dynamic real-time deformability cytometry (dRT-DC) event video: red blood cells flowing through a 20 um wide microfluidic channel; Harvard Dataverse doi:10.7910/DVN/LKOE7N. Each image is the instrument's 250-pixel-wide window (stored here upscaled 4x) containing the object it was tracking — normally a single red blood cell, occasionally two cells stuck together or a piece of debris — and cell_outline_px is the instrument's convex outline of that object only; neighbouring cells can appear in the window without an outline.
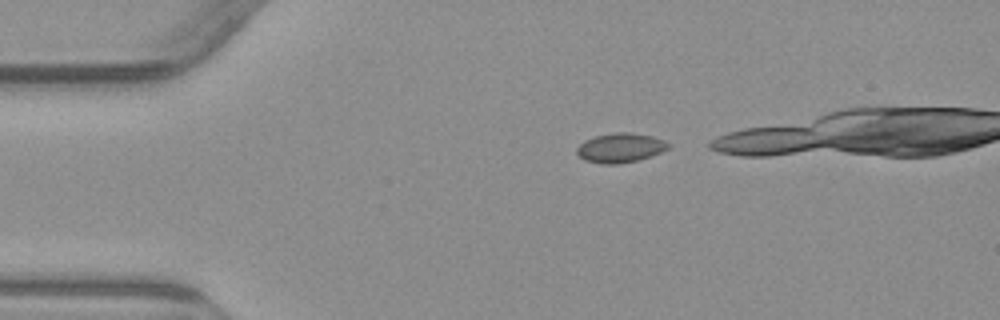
{"species": "common noctule bat (a hibernating species)", "species_latin": "Nyctalus noctula", "temperature_condition": "warm", "stored_images_in_passage": 2, "camera_frame_rate_fps": 3000, "um_per_image_px": 0.085, "animal": {"sex": "male", "body_mass_g": 23.1, "forearm_length_mm": 52.7}, "frame": {"image": 1, "passage_image": 2, "time_ms": 1.333, "image_size_px": [1000, 320], "cell_outline_px": [[668, 148], [652, 156], [636, 160], [616, 164], [600, 164], [584, 160], [576, 152], [576, 148], [584, 140], [596, 136], [616, 132], [628, 132], [652, 136], [664, 140], [668, 144]], "centroid_in_image_um": [52.69, 12.56], "position_along_channel_um": 32.3, "area_um2": 15.55}}